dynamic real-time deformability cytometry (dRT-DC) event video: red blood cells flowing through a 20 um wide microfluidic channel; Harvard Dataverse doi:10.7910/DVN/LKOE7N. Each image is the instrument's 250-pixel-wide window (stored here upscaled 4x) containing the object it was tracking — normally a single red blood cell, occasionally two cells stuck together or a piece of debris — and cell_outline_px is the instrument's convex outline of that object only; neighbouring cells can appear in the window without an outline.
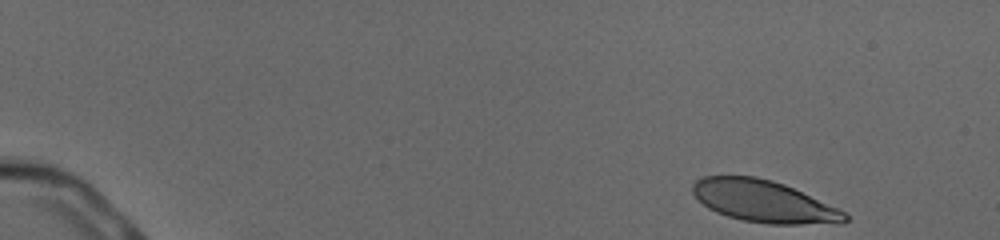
{"species": "human", "species_latin": "Homo sapiens", "temperature_condition": "cold", "stored_images_in_passage": 50, "camera_frame_rate_fps": 3000, "um_per_image_px": 0.085, "donor": {"sex": "male"}, "frame": {"image": 1, "passage_image": 1, "time_ms": 0.0, "image_size_px": [1000, 240], "cell_outline_px": [[848, 220], [844, 224], [768, 224], [744, 220], [728, 216], [716, 212], [708, 208], [692, 192], [692, 184], [696, 180], [704, 176], [756, 176], [772, 180], [784, 184], [836, 208], [844, 212], [848, 216]], "centroid_in_image_um": [64.92, 17.12], "position_along_channel_um": 20.1, "area_um2": 36.93}}
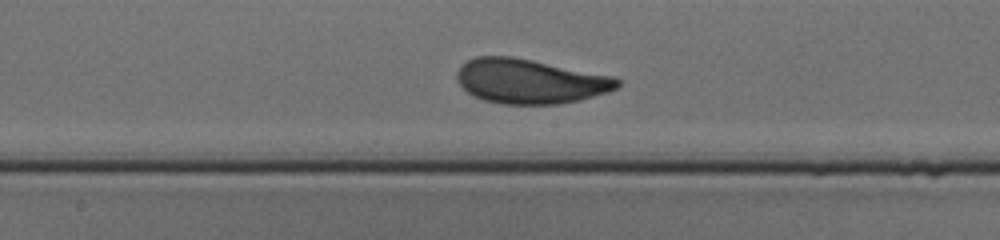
{"frame": {"image": 2, "passage_image": 27, "time_ms": 8.667, "image_size_px": [1000, 240], "cell_outline_px": [[620, 84], [616, 88], [608, 92], [580, 100], [560, 104], [500, 104], [484, 100], [472, 96], [456, 80], [456, 72], [468, 60], [476, 56], [512, 56], [612, 76], [620, 80]], "centroid_in_image_um": [45.03, 6.91], "position_along_channel_um": 203.2, "area_um2": 41.56}}
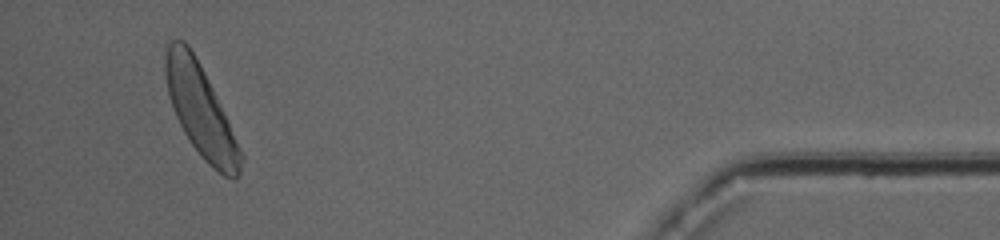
{"frame": {"image": 3, "passage_image": 48, "time_ms": 15.667, "image_size_px": [1000, 240], "cell_outline_px": [[244, 160], [240, 172], [236, 180], [232, 180], [224, 176], [212, 168], [204, 160], [192, 144], [184, 132], [176, 116], [168, 92], [164, 72], [164, 44], [172, 40], [184, 40], [188, 44], [200, 64], [212, 88], [244, 156]], "centroid_in_image_um": [17.04, 9.4], "position_along_channel_um": 418.2, "area_um2": 39.88}, "authors_computed_cell_mechanics": {"area_um2": 39.9109, "velocity_mm_per_s": 3.8709, "shape_relaxation_time_tau1_ms": 2.7859, "shape_relaxation_time_tau2_ms": null, "deformation_change_tau1": 0.1608, "deformation_change_tau2": null}}